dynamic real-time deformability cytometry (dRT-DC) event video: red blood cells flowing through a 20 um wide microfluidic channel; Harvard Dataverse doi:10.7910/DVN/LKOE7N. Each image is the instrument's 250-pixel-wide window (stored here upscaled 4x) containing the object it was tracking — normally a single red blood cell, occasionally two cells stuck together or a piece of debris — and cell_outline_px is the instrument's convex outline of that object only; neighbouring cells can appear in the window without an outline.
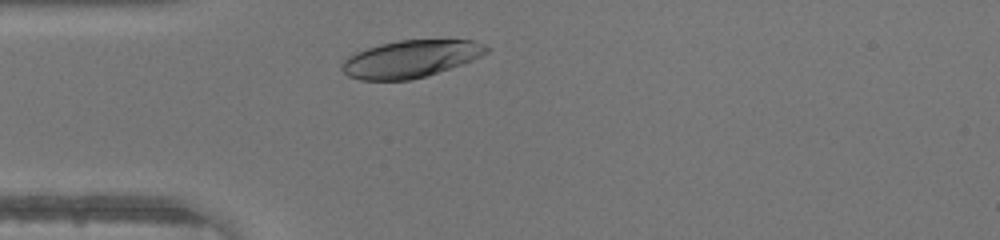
{"species": "human", "species_latin": "Homo sapiens", "temperature_condition": "warm", "stored_images_in_passage": 28, "camera_frame_rate_fps": 3000, "um_per_image_px": 0.085, "donor": {"sex": "male"}, "frame": {"image": 1, "passage_image": 4, "time_ms": 1.0, "image_size_px": [1000, 240], "cell_outline_px": [[492, 48], [488, 52], [472, 60], [412, 80], [360, 80], [348, 76], [340, 68], [340, 64], [348, 56], [356, 52], [380, 44], [400, 40], [472, 40], [484, 44]], "centroid_in_image_um": [34.88, 5.0], "position_along_channel_um": 50.1, "area_um2": 31.15}}
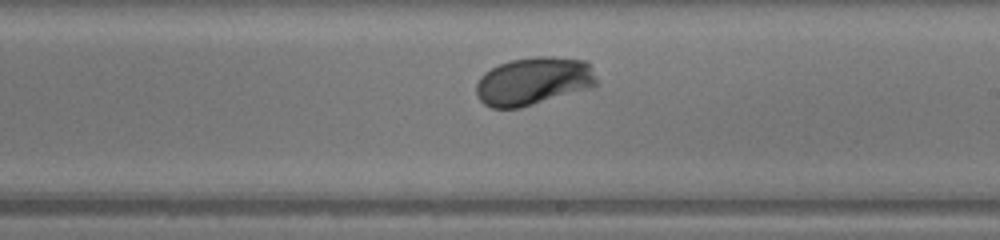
{"frame": {"image": 2, "passage_image": 18, "time_ms": 5.667, "image_size_px": [1000, 240], "cell_outline_px": [[600, 84], [592, 88], [520, 108], [492, 108], [484, 104], [476, 96], [476, 84], [480, 76], [484, 72], [500, 64], [512, 60], [536, 56], [552, 56], [588, 60]], "centroid_in_image_um": [45.39, 6.89], "position_along_channel_um": 243.6, "area_um2": 34.16}}
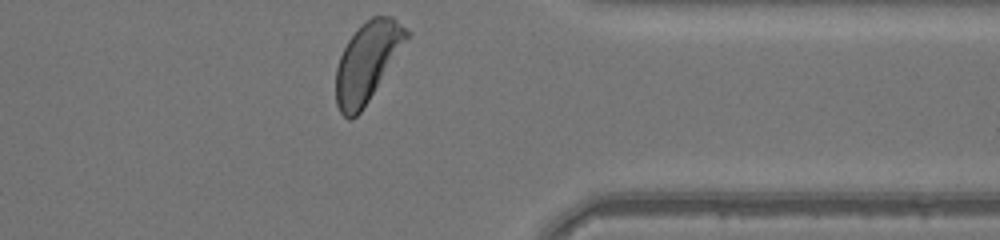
{"frame": {"image": 3, "passage_image": 28, "time_ms": 9.0, "image_size_px": [1000, 240], "cell_outline_px": [[412, 32], [368, 100], [360, 112], [352, 120], [348, 120], [340, 112], [336, 104], [336, 68], [340, 56], [348, 40], [360, 24], [372, 16], [392, 16]], "centroid_in_image_um": [31.2, 5.23], "position_along_channel_um": 380.2, "area_um2": 32.25}}